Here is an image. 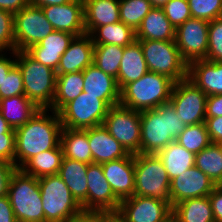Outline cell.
Masks as SVG:
<instances>
[{"label": "cell", "instance_id": "obj_31", "mask_svg": "<svg viewBox=\"0 0 222 222\" xmlns=\"http://www.w3.org/2000/svg\"><path fill=\"white\" fill-rule=\"evenodd\" d=\"M84 87L83 72H71L57 75L56 91L50 111L59 112L67 103L73 101L82 92Z\"/></svg>", "mask_w": 222, "mask_h": 222}, {"label": "cell", "instance_id": "obj_42", "mask_svg": "<svg viewBox=\"0 0 222 222\" xmlns=\"http://www.w3.org/2000/svg\"><path fill=\"white\" fill-rule=\"evenodd\" d=\"M17 95H25L22 73L15 65L4 78L0 86V99L10 98Z\"/></svg>", "mask_w": 222, "mask_h": 222}, {"label": "cell", "instance_id": "obj_8", "mask_svg": "<svg viewBox=\"0 0 222 222\" xmlns=\"http://www.w3.org/2000/svg\"><path fill=\"white\" fill-rule=\"evenodd\" d=\"M137 41L150 72L165 75L175 83L188 77V63L182 58L175 41Z\"/></svg>", "mask_w": 222, "mask_h": 222}, {"label": "cell", "instance_id": "obj_7", "mask_svg": "<svg viewBox=\"0 0 222 222\" xmlns=\"http://www.w3.org/2000/svg\"><path fill=\"white\" fill-rule=\"evenodd\" d=\"M134 195L146 196L170 202L171 180L156 154H135Z\"/></svg>", "mask_w": 222, "mask_h": 222}, {"label": "cell", "instance_id": "obj_23", "mask_svg": "<svg viewBox=\"0 0 222 222\" xmlns=\"http://www.w3.org/2000/svg\"><path fill=\"white\" fill-rule=\"evenodd\" d=\"M207 96L222 94V62L195 60L188 64V77Z\"/></svg>", "mask_w": 222, "mask_h": 222}, {"label": "cell", "instance_id": "obj_9", "mask_svg": "<svg viewBox=\"0 0 222 222\" xmlns=\"http://www.w3.org/2000/svg\"><path fill=\"white\" fill-rule=\"evenodd\" d=\"M109 108L102 99L83 91L77 98L67 103L58 114L62 128L84 130L103 125Z\"/></svg>", "mask_w": 222, "mask_h": 222}, {"label": "cell", "instance_id": "obj_12", "mask_svg": "<svg viewBox=\"0 0 222 222\" xmlns=\"http://www.w3.org/2000/svg\"><path fill=\"white\" fill-rule=\"evenodd\" d=\"M207 95L188 78L174 83L170 102L184 125L205 122Z\"/></svg>", "mask_w": 222, "mask_h": 222}, {"label": "cell", "instance_id": "obj_45", "mask_svg": "<svg viewBox=\"0 0 222 222\" xmlns=\"http://www.w3.org/2000/svg\"><path fill=\"white\" fill-rule=\"evenodd\" d=\"M15 134H0V159L15 165Z\"/></svg>", "mask_w": 222, "mask_h": 222}, {"label": "cell", "instance_id": "obj_54", "mask_svg": "<svg viewBox=\"0 0 222 222\" xmlns=\"http://www.w3.org/2000/svg\"><path fill=\"white\" fill-rule=\"evenodd\" d=\"M0 134H15V129H12L8 122L2 117L0 112Z\"/></svg>", "mask_w": 222, "mask_h": 222}, {"label": "cell", "instance_id": "obj_56", "mask_svg": "<svg viewBox=\"0 0 222 222\" xmlns=\"http://www.w3.org/2000/svg\"><path fill=\"white\" fill-rule=\"evenodd\" d=\"M152 7L162 8L169 0H149Z\"/></svg>", "mask_w": 222, "mask_h": 222}, {"label": "cell", "instance_id": "obj_55", "mask_svg": "<svg viewBox=\"0 0 222 222\" xmlns=\"http://www.w3.org/2000/svg\"><path fill=\"white\" fill-rule=\"evenodd\" d=\"M160 222H180L179 217L173 212V210Z\"/></svg>", "mask_w": 222, "mask_h": 222}, {"label": "cell", "instance_id": "obj_5", "mask_svg": "<svg viewBox=\"0 0 222 222\" xmlns=\"http://www.w3.org/2000/svg\"><path fill=\"white\" fill-rule=\"evenodd\" d=\"M7 196L17 222H45L38 178L16 168L9 181Z\"/></svg>", "mask_w": 222, "mask_h": 222}, {"label": "cell", "instance_id": "obj_48", "mask_svg": "<svg viewBox=\"0 0 222 222\" xmlns=\"http://www.w3.org/2000/svg\"><path fill=\"white\" fill-rule=\"evenodd\" d=\"M208 196L215 222H222V185L217 186Z\"/></svg>", "mask_w": 222, "mask_h": 222}, {"label": "cell", "instance_id": "obj_11", "mask_svg": "<svg viewBox=\"0 0 222 222\" xmlns=\"http://www.w3.org/2000/svg\"><path fill=\"white\" fill-rule=\"evenodd\" d=\"M55 29L40 7L28 5L14 14L15 51H26Z\"/></svg>", "mask_w": 222, "mask_h": 222}, {"label": "cell", "instance_id": "obj_19", "mask_svg": "<svg viewBox=\"0 0 222 222\" xmlns=\"http://www.w3.org/2000/svg\"><path fill=\"white\" fill-rule=\"evenodd\" d=\"M94 46L90 34L75 36L61 56L56 75L83 71L92 65Z\"/></svg>", "mask_w": 222, "mask_h": 222}, {"label": "cell", "instance_id": "obj_1", "mask_svg": "<svg viewBox=\"0 0 222 222\" xmlns=\"http://www.w3.org/2000/svg\"><path fill=\"white\" fill-rule=\"evenodd\" d=\"M47 111L40 109L26 124L15 129L16 168L20 169L30 158L60 144L62 123L59 114L53 111V116H48Z\"/></svg>", "mask_w": 222, "mask_h": 222}, {"label": "cell", "instance_id": "obj_15", "mask_svg": "<svg viewBox=\"0 0 222 222\" xmlns=\"http://www.w3.org/2000/svg\"><path fill=\"white\" fill-rule=\"evenodd\" d=\"M87 199L81 204L83 210H108L117 212L120 200L115 196L104 176L102 165L88 164Z\"/></svg>", "mask_w": 222, "mask_h": 222}, {"label": "cell", "instance_id": "obj_30", "mask_svg": "<svg viewBox=\"0 0 222 222\" xmlns=\"http://www.w3.org/2000/svg\"><path fill=\"white\" fill-rule=\"evenodd\" d=\"M60 144L65 158L85 164L92 163V153L85 130L62 128Z\"/></svg>", "mask_w": 222, "mask_h": 222}, {"label": "cell", "instance_id": "obj_4", "mask_svg": "<svg viewBox=\"0 0 222 222\" xmlns=\"http://www.w3.org/2000/svg\"><path fill=\"white\" fill-rule=\"evenodd\" d=\"M19 67L25 96L40 109H49L56 91V71L36 61L27 51H13Z\"/></svg>", "mask_w": 222, "mask_h": 222}, {"label": "cell", "instance_id": "obj_47", "mask_svg": "<svg viewBox=\"0 0 222 222\" xmlns=\"http://www.w3.org/2000/svg\"><path fill=\"white\" fill-rule=\"evenodd\" d=\"M207 132L212 143H222V116L205 118Z\"/></svg>", "mask_w": 222, "mask_h": 222}, {"label": "cell", "instance_id": "obj_21", "mask_svg": "<svg viewBox=\"0 0 222 222\" xmlns=\"http://www.w3.org/2000/svg\"><path fill=\"white\" fill-rule=\"evenodd\" d=\"M83 91L92 96L102 99L109 107L120 103V89L116 78L106 74L94 64L83 71Z\"/></svg>", "mask_w": 222, "mask_h": 222}, {"label": "cell", "instance_id": "obj_35", "mask_svg": "<svg viewBox=\"0 0 222 222\" xmlns=\"http://www.w3.org/2000/svg\"><path fill=\"white\" fill-rule=\"evenodd\" d=\"M195 166L206 174L217 186L222 185V146L210 143L195 154Z\"/></svg>", "mask_w": 222, "mask_h": 222}, {"label": "cell", "instance_id": "obj_36", "mask_svg": "<svg viewBox=\"0 0 222 222\" xmlns=\"http://www.w3.org/2000/svg\"><path fill=\"white\" fill-rule=\"evenodd\" d=\"M123 52V46L113 44L95 45L93 64L106 74L117 79Z\"/></svg>", "mask_w": 222, "mask_h": 222}, {"label": "cell", "instance_id": "obj_52", "mask_svg": "<svg viewBox=\"0 0 222 222\" xmlns=\"http://www.w3.org/2000/svg\"><path fill=\"white\" fill-rule=\"evenodd\" d=\"M15 65H16V59L11 60L10 58H6L3 54H0V86L4 81V78L7 77L9 71Z\"/></svg>", "mask_w": 222, "mask_h": 222}, {"label": "cell", "instance_id": "obj_43", "mask_svg": "<svg viewBox=\"0 0 222 222\" xmlns=\"http://www.w3.org/2000/svg\"><path fill=\"white\" fill-rule=\"evenodd\" d=\"M15 51L14 14L0 9V52Z\"/></svg>", "mask_w": 222, "mask_h": 222}, {"label": "cell", "instance_id": "obj_53", "mask_svg": "<svg viewBox=\"0 0 222 222\" xmlns=\"http://www.w3.org/2000/svg\"><path fill=\"white\" fill-rule=\"evenodd\" d=\"M72 0H28L29 5L35 7H44L49 5H61L68 3Z\"/></svg>", "mask_w": 222, "mask_h": 222}, {"label": "cell", "instance_id": "obj_14", "mask_svg": "<svg viewBox=\"0 0 222 222\" xmlns=\"http://www.w3.org/2000/svg\"><path fill=\"white\" fill-rule=\"evenodd\" d=\"M171 211L169 201L133 195L120 202L116 213L122 222H160Z\"/></svg>", "mask_w": 222, "mask_h": 222}, {"label": "cell", "instance_id": "obj_18", "mask_svg": "<svg viewBox=\"0 0 222 222\" xmlns=\"http://www.w3.org/2000/svg\"><path fill=\"white\" fill-rule=\"evenodd\" d=\"M107 182L110 184L115 196L120 200L134 195L135 168L134 154L101 164Z\"/></svg>", "mask_w": 222, "mask_h": 222}, {"label": "cell", "instance_id": "obj_50", "mask_svg": "<svg viewBox=\"0 0 222 222\" xmlns=\"http://www.w3.org/2000/svg\"><path fill=\"white\" fill-rule=\"evenodd\" d=\"M0 222H17L7 195L0 197Z\"/></svg>", "mask_w": 222, "mask_h": 222}, {"label": "cell", "instance_id": "obj_27", "mask_svg": "<svg viewBox=\"0 0 222 222\" xmlns=\"http://www.w3.org/2000/svg\"><path fill=\"white\" fill-rule=\"evenodd\" d=\"M87 169L88 164L63 157L58 173L80 205L87 199Z\"/></svg>", "mask_w": 222, "mask_h": 222}, {"label": "cell", "instance_id": "obj_32", "mask_svg": "<svg viewBox=\"0 0 222 222\" xmlns=\"http://www.w3.org/2000/svg\"><path fill=\"white\" fill-rule=\"evenodd\" d=\"M63 157V149L59 144L54 149L43 151L30 158L20 169L35 178L56 175L59 173Z\"/></svg>", "mask_w": 222, "mask_h": 222}, {"label": "cell", "instance_id": "obj_33", "mask_svg": "<svg viewBox=\"0 0 222 222\" xmlns=\"http://www.w3.org/2000/svg\"><path fill=\"white\" fill-rule=\"evenodd\" d=\"M172 210L180 222H215L209 196L184 200Z\"/></svg>", "mask_w": 222, "mask_h": 222}, {"label": "cell", "instance_id": "obj_51", "mask_svg": "<svg viewBox=\"0 0 222 222\" xmlns=\"http://www.w3.org/2000/svg\"><path fill=\"white\" fill-rule=\"evenodd\" d=\"M29 5L28 0H0V9L13 14Z\"/></svg>", "mask_w": 222, "mask_h": 222}, {"label": "cell", "instance_id": "obj_17", "mask_svg": "<svg viewBox=\"0 0 222 222\" xmlns=\"http://www.w3.org/2000/svg\"><path fill=\"white\" fill-rule=\"evenodd\" d=\"M41 8L55 30L69 32L75 36L86 33L83 0H72L65 4Z\"/></svg>", "mask_w": 222, "mask_h": 222}, {"label": "cell", "instance_id": "obj_39", "mask_svg": "<svg viewBox=\"0 0 222 222\" xmlns=\"http://www.w3.org/2000/svg\"><path fill=\"white\" fill-rule=\"evenodd\" d=\"M192 18L208 22L219 18L222 0H188Z\"/></svg>", "mask_w": 222, "mask_h": 222}, {"label": "cell", "instance_id": "obj_29", "mask_svg": "<svg viewBox=\"0 0 222 222\" xmlns=\"http://www.w3.org/2000/svg\"><path fill=\"white\" fill-rule=\"evenodd\" d=\"M156 155L162 161L170 180L195 166V154L186 150L176 141L169 143Z\"/></svg>", "mask_w": 222, "mask_h": 222}, {"label": "cell", "instance_id": "obj_6", "mask_svg": "<svg viewBox=\"0 0 222 222\" xmlns=\"http://www.w3.org/2000/svg\"><path fill=\"white\" fill-rule=\"evenodd\" d=\"M38 182L45 222H69L82 210L58 174L40 177Z\"/></svg>", "mask_w": 222, "mask_h": 222}, {"label": "cell", "instance_id": "obj_10", "mask_svg": "<svg viewBox=\"0 0 222 222\" xmlns=\"http://www.w3.org/2000/svg\"><path fill=\"white\" fill-rule=\"evenodd\" d=\"M103 126L130 154L140 153V111L116 104L109 108Z\"/></svg>", "mask_w": 222, "mask_h": 222}, {"label": "cell", "instance_id": "obj_28", "mask_svg": "<svg viewBox=\"0 0 222 222\" xmlns=\"http://www.w3.org/2000/svg\"><path fill=\"white\" fill-rule=\"evenodd\" d=\"M39 110L25 95L0 99V112L12 129L26 124Z\"/></svg>", "mask_w": 222, "mask_h": 222}, {"label": "cell", "instance_id": "obj_44", "mask_svg": "<svg viewBox=\"0 0 222 222\" xmlns=\"http://www.w3.org/2000/svg\"><path fill=\"white\" fill-rule=\"evenodd\" d=\"M117 213L108 210H81L69 222H114Z\"/></svg>", "mask_w": 222, "mask_h": 222}, {"label": "cell", "instance_id": "obj_24", "mask_svg": "<svg viewBox=\"0 0 222 222\" xmlns=\"http://www.w3.org/2000/svg\"><path fill=\"white\" fill-rule=\"evenodd\" d=\"M84 27L87 34L97 28L120 21L119 0H83Z\"/></svg>", "mask_w": 222, "mask_h": 222}, {"label": "cell", "instance_id": "obj_49", "mask_svg": "<svg viewBox=\"0 0 222 222\" xmlns=\"http://www.w3.org/2000/svg\"><path fill=\"white\" fill-rule=\"evenodd\" d=\"M222 116V94L207 96L206 118Z\"/></svg>", "mask_w": 222, "mask_h": 222}, {"label": "cell", "instance_id": "obj_13", "mask_svg": "<svg viewBox=\"0 0 222 222\" xmlns=\"http://www.w3.org/2000/svg\"><path fill=\"white\" fill-rule=\"evenodd\" d=\"M208 28V21L192 17L176 28V46L188 64L195 60L206 59Z\"/></svg>", "mask_w": 222, "mask_h": 222}, {"label": "cell", "instance_id": "obj_3", "mask_svg": "<svg viewBox=\"0 0 222 222\" xmlns=\"http://www.w3.org/2000/svg\"><path fill=\"white\" fill-rule=\"evenodd\" d=\"M174 83L165 75L148 71L120 90V104L137 111L155 109L170 101Z\"/></svg>", "mask_w": 222, "mask_h": 222}, {"label": "cell", "instance_id": "obj_22", "mask_svg": "<svg viewBox=\"0 0 222 222\" xmlns=\"http://www.w3.org/2000/svg\"><path fill=\"white\" fill-rule=\"evenodd\" d=\"M92 153V163L103 164L126 157L129 153L103 126L84 129Z\"/></svg>", "mask_w": 222, "mask_h": 222}, {"label": "cell", "instance_id": "obj_34", "mask_svg": "<svg viewBox=\"0 0 222 222\" xmlns=\"http://www.w3.org/2000/svg\"><path fill=\"white\" fill-rule=\"evenodd\" d=\"M90 35L94 45L113 44L125 47L136 40V31L122 21L97 27Z\"/></svg>", "mask_w": 222, "mask_h": 222}, {"label": "cell", "instance_id": "obj_25", "mask_svg": "<svg viewBox=\"0 0 222 222\" xmlns=\"http://www.w3.org/2000/svg\"><path fill=\"white\" fill-rule=\"evenodd\" d=\"M148 71L141 44L135 40L132 44L124 47L116 79L119 89L121 90L126 84L138 80Z\"/></svg>", "mask_w": 222, "mask_h": 222}, {"label": "cell", "instance_id": "obj_40", "mask_svg": "<svg viewBox=\"0 0 222 222\" xmlns=\"http://www.w3.org/2000/svg\"><path fill=\"white\" fill-rule=\"evenodd\" d=\"M207 61L222 62V19L209 22Z\"/></svg>", "mask_w": 222, "mask_h": 222}, {"label": "cell", "instance_id": "obj_46", "mask_svg": "<svg viewBox=\"0 0 222 222\" xmlns=\"http://www.w3.org/2000/svg\"><path fill=\"white\" fill-rule=\"evenodd\" d=\"M15 169L14 164L0 159V197L7 195L9 181Z\"/></svg>", "mask_w": 222, "mask_h": 222}, {"label": "cell", "instance_id": "obj_38", "mask_svg": "<svg viewBox=\"0 0 222 222\" xmlns=\"http://www.w3.org/2000/svg\"><path fill=\"white\" fill-rule=\"evenodd\" d=\"M152 8L149 0H119L120 21L136 31Z\"/></svg>", "mask_w": 222, "mask_h": 222}, {"label": "cell", "instance_id": "obj_57", "mask_svg": "<svg viewBox=\"0 0 222 222\" xmlns=\"http://www.w3.org/2000/svg\"><path fill=\"white\" fill-rule=\"evenodd\" d=\"M114 222H122L118 217L114 219Z\"/></svg>", "mask_w": 222, "mask_h": 222}, {"label": "cell", "instance_id": "obj_37", "mask_svg": "<svg viewBox=\"0 0 222 222\" xmlns=\"http://www.w3.org/2000/svg\"><path fill=\"white\" fill-rule=\"evenodd\" d=\"M176 142L194 154L201 152L211 143L205 122L185 126Z\"/></svg>", "mask_w": 222, "mask_h": 222}, {"label": "cell", "instance_id": "obj_58", "mask_svg": "<svg viewBox=\"0 0 222 222\" xmlns=\"http://www.w3.org/2000/svg\"><path fill=\"white\" fill-rule=\"evenodd\" d=\"M219 18L222 19V8H221V12H220Z\"/></svg>", "mask_w": 222, "mask_h": 222}, {"label": "cell", "instance_id": "obj_20", "mask_svg": "<svg viewBox=\"0 0 222 222\" xmlns=\"http://www.w3.org/2000/svg\"><path fill=\"white\" fill-rule=\"evenodd\" d=\"M75 35L54 30L39 43L32 45L26 51L38 62L53 70H57L61 56L69 47Z\"/></svg>", "mask_w": 222, "mask_h": 222}, {"label": "cell", "instance_id": "obj_16", "mask_svg": "<svg viewBox=\"0 0 222 222\" xmlns=\"http://www.w3.org/2000/svg\"><path fill=\"white\" fill-rule=\"evenodd\" d=\"M217 185L196 166L184 171L170 183V204L172 208L187 199L208 196Z\"/></svg>", "mask_w": 222, "mask_h": 222}, {"label": "cell", "instance_id": "obj_41", "mask_svg": "<svg viewBox=\"0 0 222 222\" xmlns=\"http://www.w3.org/2000/svg\"><path fill=\"white\" fill-rule=\"evenodd\" d=\"M162 10L175 29L192 17L188 0H169Z\"/></svg>", "mask_w": 222, "mask_h": 222}, {"label": "cell", "instance_id": "obj_2", "mask_svg": "<svg viewBox=\"0 0 222 222\" xmlns=\"http://www.w3.org/2000/svg\"><path fill=\"white\" fill-rule=\"evenodd\" d=\"M140 122L142 154H156L161 151L169 143L176 141L185 128L170 101L155 109L140 111Z\"/></svg>", "mask_w": 222, "mask_h": 222}, {"label": "cell", "instance_id": "obj_26", "mask_svg": "<svg viewBox=\"0 0 222 222\" xmlns=\"http://www.w3.org/2000/svg\"><path fill=\"white\" fill-rule=\"evenodd\" d=\"M175 31L162 8L153 7L136 30V40L175 41Z\"/></svg>", "mask_w": 222, "mask_h": 222}]
</instances>
